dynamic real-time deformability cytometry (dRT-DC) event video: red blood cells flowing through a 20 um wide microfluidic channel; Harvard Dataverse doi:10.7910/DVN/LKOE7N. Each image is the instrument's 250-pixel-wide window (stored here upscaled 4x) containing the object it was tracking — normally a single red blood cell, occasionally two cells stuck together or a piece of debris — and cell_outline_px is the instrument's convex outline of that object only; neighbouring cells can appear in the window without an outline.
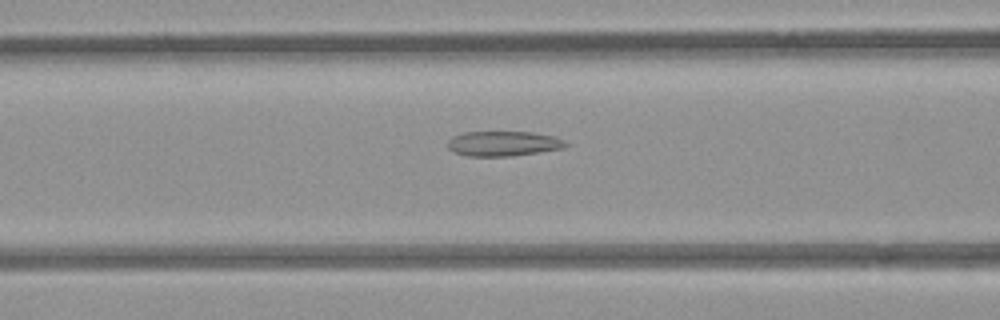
{"species": "common noctule bat (a hibernating species)", "species_latin": "Nyctalus noctula", "temperature_condition": "room temperature", "stored_images_in_passage": 38, "camera_frame_rate_fps": 3000, "um_per_image_px": 0.085, "animal": {"sex": "female", "body_mass_g": 21.9}, "frame": {"image": 1, "passage_image": 8, "time_ms": 2.333, "image_size_px": [1000, 320], "cell_outline_px": [[568, 144], [564, 148], [512, 156], [468, 156], [456, 152], [448, 148], [448, 140], [452, 136], [464, 132], [532, 132], [552, 136], [564, 140]], "centroid_in_image_um": [42.77, 12.2], "position_along_channel_um": 123.8, "area_um2": 17.05}}
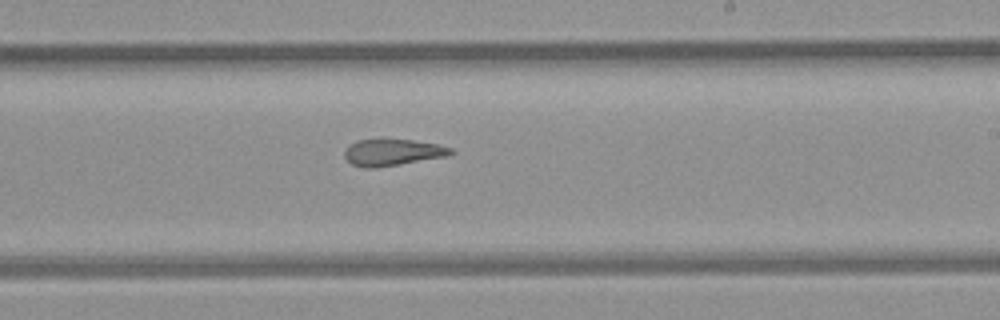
{"frame": {"image": 2, "passage_image": 18, "time_ms": 5.667, "image_size_px": [1000, 320], "cell_outline_px": [[456, 152], [448, 156], [376, 168], [364, 168], [352, 164], [344, 156], [344, 152], [352, 144], [360, 140], [412, 140], [436, 144], [452, 148]], "centroid_in_image_um": [33.41, 12.97], "position_along_channel_um": 255.6, "area_um2": 16.18}}
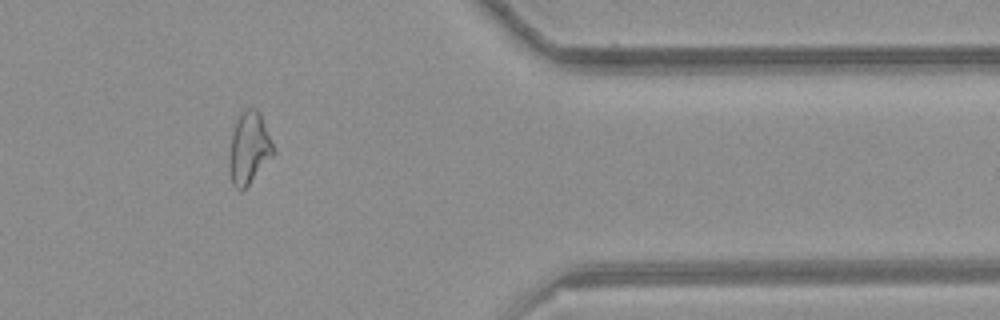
{"frame": {"image": 3, "passage_image": 30, "time_ms": 9.667, "image_size_px": [1000, 320], "cell_outline_px": [[276, 152], [248, 184], [240, 192], [232, 184], [228, 164], [228, 156], [232, 132], [236, 116], [240, 112], [248, 108], [256, 108], [260, 112]], "centroid_in_image_um": [21.14, 12.55], "position_along_channel_um": 390.3, "area_um2": 18.67}}